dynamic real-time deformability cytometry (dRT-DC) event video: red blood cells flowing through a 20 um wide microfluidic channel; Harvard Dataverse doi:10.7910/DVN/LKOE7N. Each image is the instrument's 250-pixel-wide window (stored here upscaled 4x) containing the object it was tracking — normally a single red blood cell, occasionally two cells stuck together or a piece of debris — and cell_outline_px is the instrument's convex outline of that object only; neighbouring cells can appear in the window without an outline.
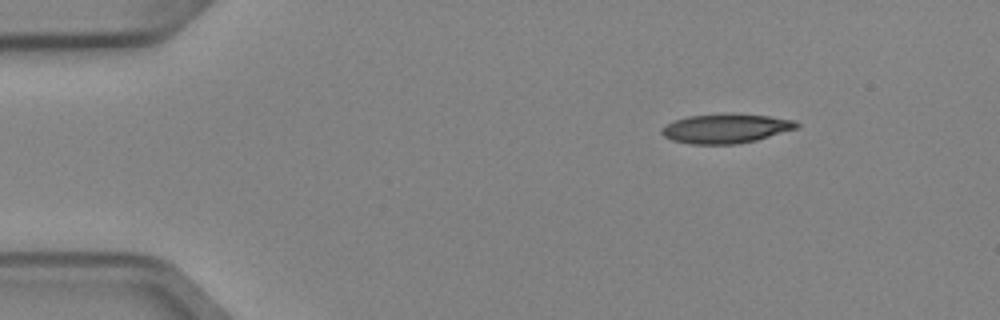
{"species": "Egyptian fruit bat (a non-hibernating species)", "species_latin": "Rousettus aegyptiacus", "temperature_condition": "cold", "stored_images_in_passage": 5, "camera_frame_rate_fps": 3000, "um_per_image_px": 0.085, "animal": {"sex": "female"}, "frame": {"image": 1, "passage_image": 1, "time_ms": 0.0, "image_size_px": [1000, 320], "cell_outline_px": [[800, 124], [796, 128], [756, 140], [736, 144], [692, 144], [672, 140], [664, 136], [660, 132], [668, 124], [676, 120], [688, 116], [732, 112], [768, 116], [792, 120]], "centroid_in_image_um": [61.69, 10.91], "position_along_channel_um": 23.3, "area_um2": 22.95}}
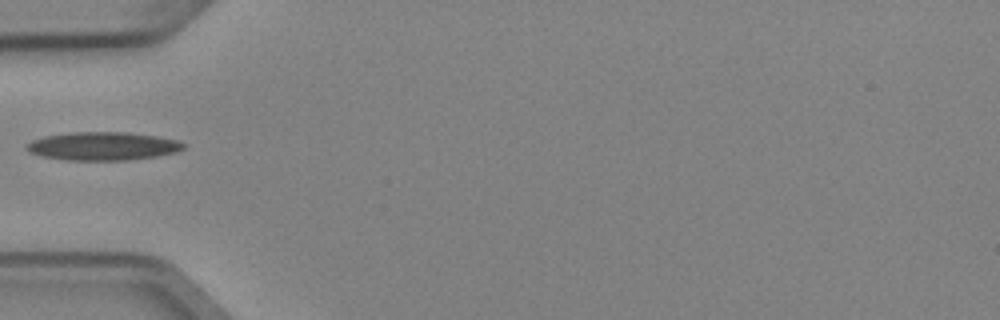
{"frame": {"image": 2, "passage_image": 4, "time_ms": 1.0, "image_size_px": [1000, 320], "cell_outline_px": [[184, 148], [176, 152], [156, 156], [124, 160], [68, 160], [40, 156], [28, 152], [24, 148], [24, 144], [32, 140], [44, 136], [72, 132], [128, 132], [156, 136], [176, 140], [184, 144]], "centroid_in_image_um": [8.67, 12.42], "position_along_channel_um": 76.3, "area_um2": 25.89}}
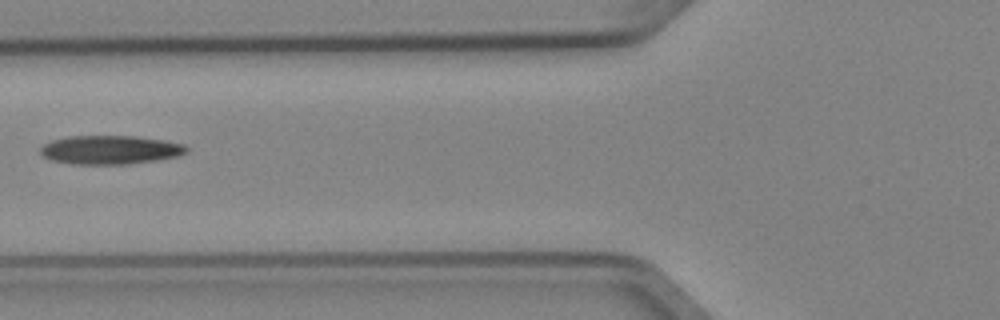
{"frame": {"image": 3, "passage_image": 5, "time_ms": 1.333, "image_size_px": [1000, 320], "cell_outline_px": [[188, 152], [180, 156], [156, 160], [128, 164], [72, 164], [52, 160], [44, 156], [40, 152], [40, 148], [44, 144], [52, 140], [68, 136], [136, 136], [164, 140], [184, 144], [188, 148]], "centroid_in_image_um": [9.4, 12.73], "position_along_channel_um": 116.4, "area_um2": 24.57}}